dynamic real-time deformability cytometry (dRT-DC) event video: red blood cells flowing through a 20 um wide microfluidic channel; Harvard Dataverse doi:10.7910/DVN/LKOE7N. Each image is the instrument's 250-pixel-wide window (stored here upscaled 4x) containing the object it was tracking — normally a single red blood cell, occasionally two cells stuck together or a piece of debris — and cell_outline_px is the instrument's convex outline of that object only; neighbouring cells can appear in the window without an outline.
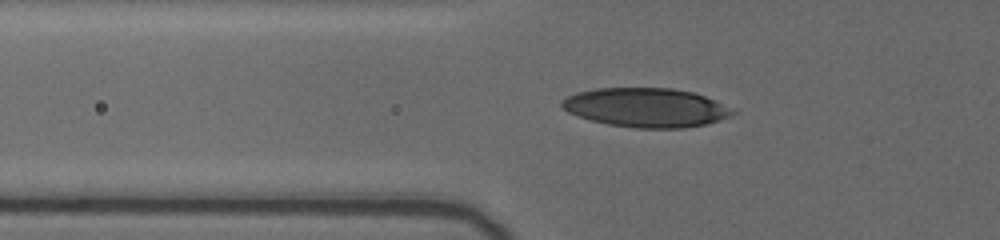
{"species": "human", "species_latin": "Homo sapiens", "temperature_condition": "cold", "stored_images_in_passage": 36, "camera_frame_rate_fps": 3000, "um_per_image_px": 0.085, "donor": {"sex": "female"}, "frame": {"image": 1, "passage_image": 14, "time_ms": 7.0, "image_size_px": [1000, 240], "cell_outline_px": [[736, 112], [728, 116], [704, 124], [684, 128], [636, 128], [608, 124], [592, 120], [568, 112], [560, 104], [568, 96], [576, 92], [596, 88], [672, 88], [692, 92], [704, 96]], "centroid_in_image_um": [54.86, 9.14], "position_along_channel_um": 70.9, "area_um2": 38.21}}
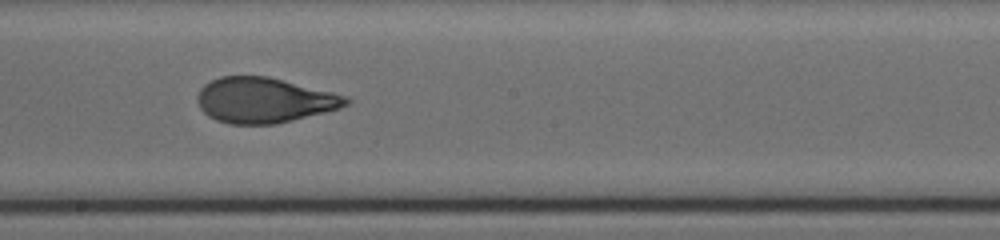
{"frame": {"image": 2, "passage_image": 22, "time_ms": 11.333, "image_size_px": [1000, 240], "cell_outline_px": [[352, 100], [348, 104], [324, 112], [272, 124], [232, 124], [216, 120], [208, 116], [200, 108], [196, 100], [196, 96], [200, 88], [204, 84], [220, 76], [268, 76], [348, 96]], "centroid_in_image_um": [22.4, 8.5], "position_along_channel_um": 225.8, "area_um2": 38.96}}
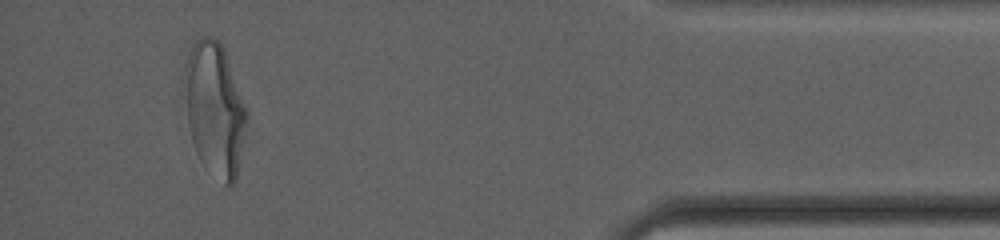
{"frame": {"image": 3, "passage_image": 33, "time_ms": 17.667, "image_size_px": [1000, 240], "cell_outline_px": [[248, 112], [236, 180], [228, 188], [200, 160], [196, 152], [192, 140], [180, 96], [184, 64], [188, 52], [192, 44], [200, 36], [212, 36], [224, 48], [248, 108]], "centroid_in_image_um": [18.19, 9.19], "position_along_channel_um": 417.0, "area_um2": 49.48}, "authors_computed_cell_mechanics": {"area_um2": 38.9283, "velocity_mm_per_s": 3.6869, "shape_relaxation_time_tau1_ms": 4.3328, "shape_relaxation_time_tau2_ms": 0.7979, "deformation_change_tau1": 0.1711, "deformation_change_tau2": 0.0746}}